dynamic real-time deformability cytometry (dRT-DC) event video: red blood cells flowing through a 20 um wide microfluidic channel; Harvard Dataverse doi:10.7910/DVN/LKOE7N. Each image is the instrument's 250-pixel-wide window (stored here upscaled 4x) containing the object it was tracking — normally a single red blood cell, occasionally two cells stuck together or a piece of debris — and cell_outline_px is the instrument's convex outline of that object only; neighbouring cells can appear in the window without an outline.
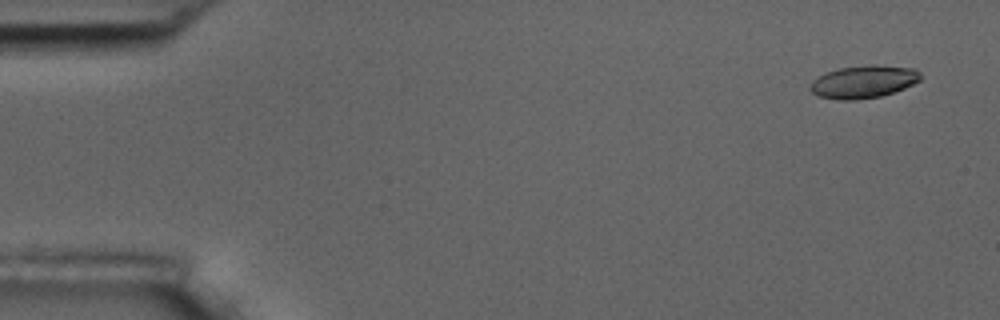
{"species": "common noctule bat (a hibernating species)", "species_latin": "Nyctalus noctula", "temperature_condition": "room temperature", "stored_images_in_passage": 6, "camera_frame_rate_fps": 3000, "um_per_image_px": 0.085, "animal": {"sex": "male", "body_mass_g": 17.5, "forearm_length_mm": 52.3}, "frame": {"image": 1, "passage_image": 1, "time_ms": 0.0, "image_size_px": [1000, 320], "cell_outline_px": [[920, 80], [904, 88], [880, 96], [856, 100], [840, 100], [820, 96], [812, 92], [808, 88], [812, 80], [828, 72], [840, 68], [876, 64], [916, 68], [920, 72]], "centroid_in_image_um": [73.41, 6.94], "position_along_channel_um": 11.6, "area_um2": 20.87}}
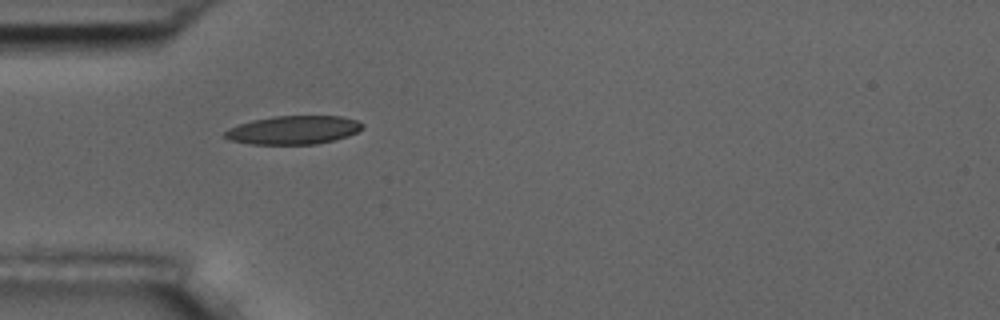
{"frame": {"image": 2, "passage_image": 5, "time_ms": 4.667, "image_size_px": [1000, 320], "cell_outline_px": [[364, 128], [348, 136], [316, 144], [248, 144], [228, 140], [220, 136], [228, 128], [252, 120], [272, 116], [340, 116], [356, 120], [364, 124]], "centroid_in_image_um": [24.89, 11.05], "position_along_channel_um": 60.1, "area_um2": 23.0}}